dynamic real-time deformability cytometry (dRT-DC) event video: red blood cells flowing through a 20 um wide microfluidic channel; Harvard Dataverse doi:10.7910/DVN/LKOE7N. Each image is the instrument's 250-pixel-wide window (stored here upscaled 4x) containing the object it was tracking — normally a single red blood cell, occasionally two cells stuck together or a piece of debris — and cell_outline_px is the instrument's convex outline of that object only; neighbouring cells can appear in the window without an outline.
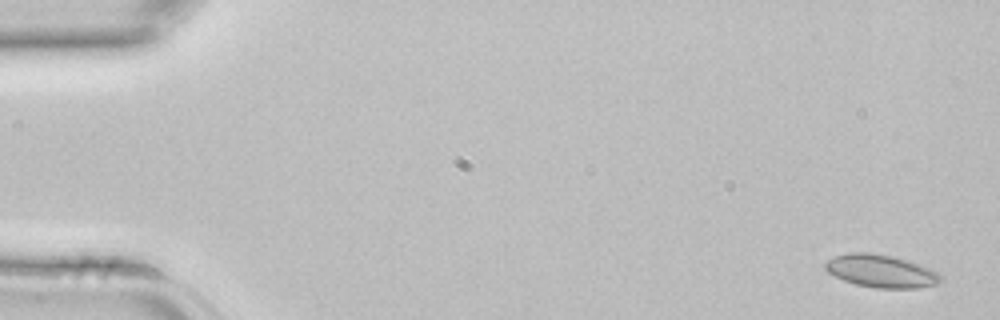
{"species": "common noctule bat (a hibernating species)", "species_latin": "Nyctalus noctula", "temperature_condition": "room temperature", "stored_images_in_passage": 4, "camera_frame_rate_fps": 3000, "um_per_image_px": 0.085, "animal": {"sex": "female", "body_mass_g": 22.7, "forearm_length_mm": 54.2}, "frame": {"image": 1, "passage_image": 1, "time_ms": 0.0, "image_size_px": [1000, 320], "cell_outline_px": [[944, 280], [936, 284], [916, 288], [876, 288], [856, 284], [844, 280], [828, 272], [824, 268], [824, 264], [828, 260], [836, 256], [848, 252], [868, 252], [892, 256], [908, 260], [928, 268], [936, 272]], "centroid_in_image_um": [74.87, 23.04], "position_along_channel_um": 10.1, "area_um2": 21.85}}
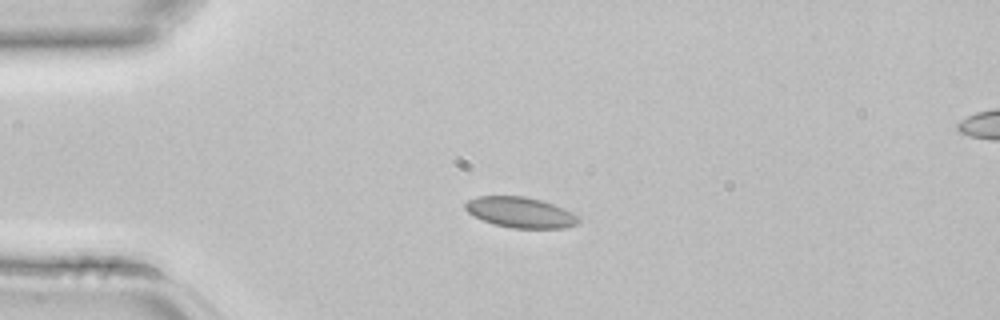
{"frame": {"image": 2, "passage_image": 3, "time_ms": 0.667, "image_size_px": [1000, 320], "cell_outline_px": [[580, 224], [564, 228], [512, 228], [492, 224], [468, 212], [464, 208], [464, 204], [468, 200], [476, 196], [524, 196], [540, 200], [564, 208], [580, 216]], "centroid_in_image_um": [44.27, 18.06], "position_along_channel_um": 40.7, "area_um2": 20.29}}